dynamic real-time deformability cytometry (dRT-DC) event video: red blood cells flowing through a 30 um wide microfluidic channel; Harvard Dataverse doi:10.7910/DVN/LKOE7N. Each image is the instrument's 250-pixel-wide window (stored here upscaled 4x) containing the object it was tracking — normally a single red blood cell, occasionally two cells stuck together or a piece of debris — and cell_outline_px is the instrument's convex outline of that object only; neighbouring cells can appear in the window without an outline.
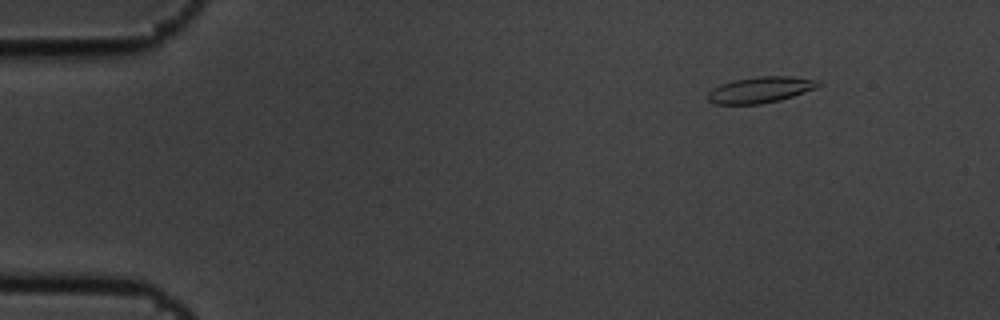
{"species": "common noctule bat (a hibernating species)", "species_latin": "Nyctalus noctula", "temperature_condition": "cold", "stored_images_in_passage": 5, "camera_frame_rate_fps": 3000, "um_per_image_px": 0.085, "animal": {"sex": "male", "body_mass_g": 19.5, "forearm_length_mm": 54.6}, "frame": {"image": 1, "passage_image": 2, "time_ms": 0.333, "image_size_px": [1000, 320], "cell_outline_px": [[824, 84], [816, 88], [780, 100], [760, 104], [716, 104], [708, 100], [708, 92], [712, 88], [720, 84], [732, 80], [756, 76], [792, 76], [820, 80]], "centroid_in_image_um": [64.66, 7.61], "position_along_channel_um": 20.3, "area_um2": 16.99}}